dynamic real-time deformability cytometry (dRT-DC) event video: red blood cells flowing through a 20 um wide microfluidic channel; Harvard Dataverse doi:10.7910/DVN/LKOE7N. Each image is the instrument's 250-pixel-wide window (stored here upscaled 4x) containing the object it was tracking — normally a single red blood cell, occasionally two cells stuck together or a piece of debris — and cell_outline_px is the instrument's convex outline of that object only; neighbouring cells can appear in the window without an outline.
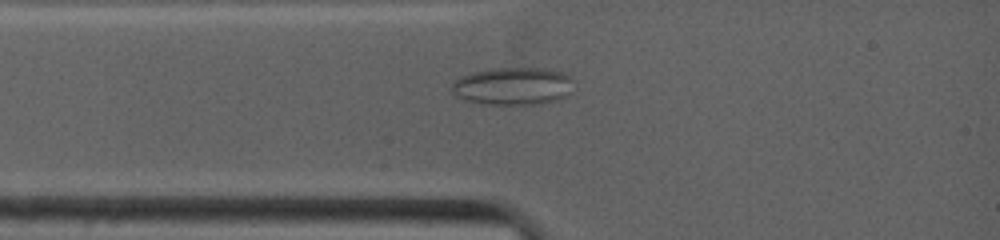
{"species": "common noctule bat (a hibernating species)", "species_latin": "Nyctalus noctula", "temperature_condition": "warm", "stored_images_in_passage": 22, "camera_frame_rate_fps": 4500, "um_per_image_px": 0.085, "animal": {"sex": "female", "body_mass_g": 19.0, "forearm_length_mm": 53.3}, "frame": {"image": 1, "passage_image": 8, "time_ms": 2.0, "image_size_px": [1000, 240], "cell_outline_px": [[576, 80], [568, 96], [556, 100], [536, 104], [488, 104], [464, 100], [456, 96], [452, 92], [452, 84], [460, 76], [492, 68], [544, 68], [564, 72]], "centroid_in_image_um": [43.66, 7.31], "position_along_channel_um": 41.3, "area_um2": 26.93}}
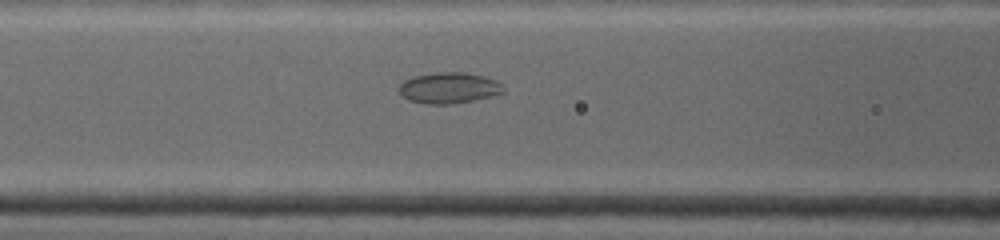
{"frame": {"image": 2, "passage_image": 17, "time_ms": 4.222, "image_size_px": [1000, 240], "cell_outline_px": [[504, 92], [492, 96], [452, 104], [424, 104], [408, 100], [400, 92], [400, 84], [404, 80], [412, 76], [436, 72], [464, 72], [484, 76], [496, 80], [504, 88]], "centroid_in_image_um": [38.15, 7.47], "position_along_channel_um": 128.4, "area_um2": 18.84}}
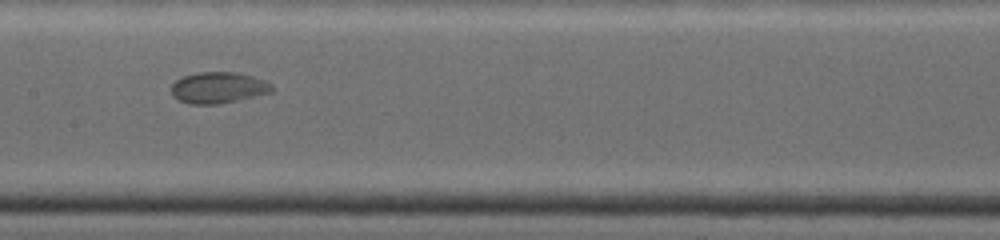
{"frame": {"image": 3, "passage_image": 22, "time_ms": 5.778, "image_size_px": [1000, 240], "cell_outline_px": [[272, 92], [236, 100], [216, 104], [188, 104], [172, 96], [172, 84], [176, 80], [184, 76], [196, 72], [236, 72], [252, 76], [264, 80], [272, 84]], "centroid_in_image_um": [18.54, 7.44], "position_along_channel_um": 188.9, "area_um2": 18.15}}